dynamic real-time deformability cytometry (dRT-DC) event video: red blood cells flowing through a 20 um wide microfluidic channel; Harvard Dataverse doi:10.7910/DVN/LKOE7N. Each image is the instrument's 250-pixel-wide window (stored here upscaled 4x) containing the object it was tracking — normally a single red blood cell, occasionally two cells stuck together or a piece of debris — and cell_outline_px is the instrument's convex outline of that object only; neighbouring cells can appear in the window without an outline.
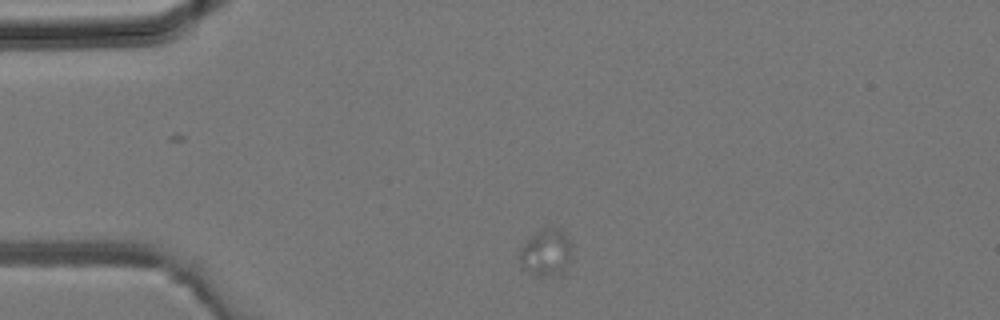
{"species": "common noctule bat (a hibernating species)", "species_latin": "Nyctalus noctula", "temperature_condition": "room temperature", "stored_images_in_passage": 3, "camera_frame_rate_fps": 3000, "um_per_image_px": 0.085, "animal": {"sex": "male", "body_mass_g": 19.2, "forearm_length_mm": 51.8}, "frame": {"image": 1, "passage_image": 1, "time_ms": 0.0, "image_size_px": [1000, 320], "cell_outline_px": [[572, 260], [564, 272], [552, 276], [536, 276], [520, 268], [520, 248], [532, 236], [544, 228], [560, 228], [564, 232], [568, 240]], "centroid_in_image_um": [46.42, 21.52], "position_along_channel_um": 38.6, "area_um2": 14.33}}